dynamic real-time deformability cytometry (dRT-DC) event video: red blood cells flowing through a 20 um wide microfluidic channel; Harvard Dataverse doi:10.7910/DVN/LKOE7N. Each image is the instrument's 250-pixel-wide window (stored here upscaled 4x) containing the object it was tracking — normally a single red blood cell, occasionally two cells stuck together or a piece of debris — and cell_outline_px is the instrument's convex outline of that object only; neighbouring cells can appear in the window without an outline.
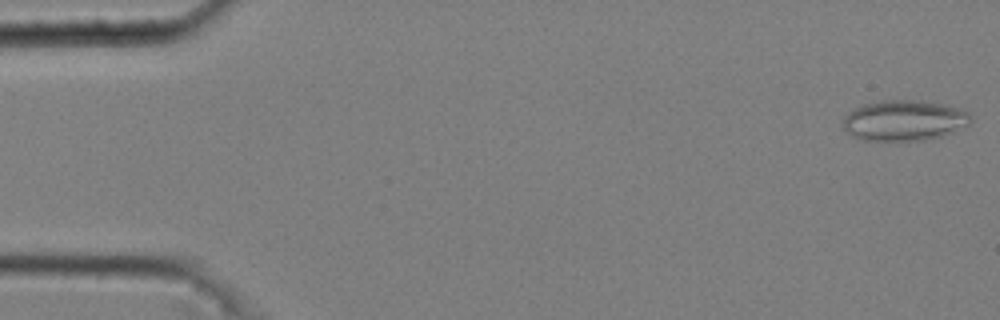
{"species": "common noctule bat (a hibernating species)", "species_latin": "Nyctalus noctula", "temperature_condition": "cold", "stored_images_in_passage": 49, "camera_frame_rate_fps": 3000, "um_per_image_px": 0.085, "animal": {"sex": "male", "body_mass_g": 20.4}, "frame": {"image": 1, "passage_image": 1, "time_ms": 0.0, "image_size_px": [1000, 320], "cell_outline_px": [[972, 120], [968, 124], [956, 132], [944, 136], [924, 140], [864, 140], [852, 136], [840, 124], [844, 116], [848, 112], [864, 104], [880, 100], [920, 100], [948, 104], [960, 108], [968, 112], [972, 116]], "centroid_in_image_um": [76.89, 10.23], "position_along_channel_um": 8.1, "area_um2": 30.69}}
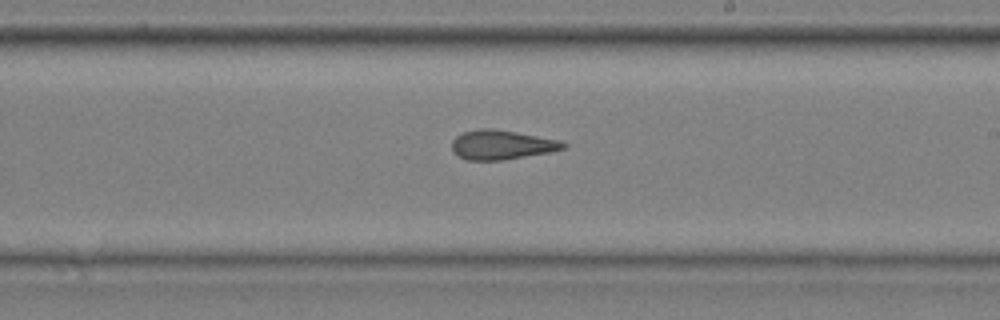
{"frame": {"image": 2, "passage_image": 31, "time_ms": 10.0, "image_size_px": [1000, 320], "cell_outline_px": [[568, 148], [552, 152], [504, 160], [464, 160], [452, 152], [452, 140], [456, 136], [464, 132], [480, 128], [492, 128], [516, 132], [560, 140], [568, 144]], "centroid_in_image_um": [42.66, 12.32], "position_along_channel_um": 246.3, "area_um2": 19.36}}
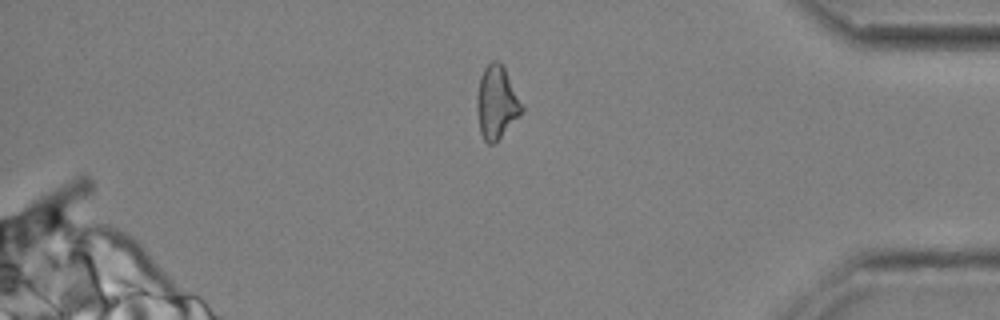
{"frame": {"image": 3, "passage_image": 45, "time_ms": 14.667, "image_size_px": [1000, 320], "cell_outline_px": [[524, 112], [492, 144], [488, 144], [484, 140], [480, 132], [476, 108], [476, 96], [480, 76], [484, 68], [492, 60], [496, 60], [504, 68], [524, 108]], "centroid_in_image_um": [42.19, 8.71], "position_along_channel_um": 393.0, "area_um2": 18.84}, "authors_computed_cell_mechanics": {"area_um2": 19.7676, "velocity_mm_per_s": 3.6965, "shape_relaxation_time_tau1_ms": null, "shape_relaxation_time_tau2_ms": 3.1749, "deformation_change_tau1": null, "deformation_change_tau2": 0.1095}}